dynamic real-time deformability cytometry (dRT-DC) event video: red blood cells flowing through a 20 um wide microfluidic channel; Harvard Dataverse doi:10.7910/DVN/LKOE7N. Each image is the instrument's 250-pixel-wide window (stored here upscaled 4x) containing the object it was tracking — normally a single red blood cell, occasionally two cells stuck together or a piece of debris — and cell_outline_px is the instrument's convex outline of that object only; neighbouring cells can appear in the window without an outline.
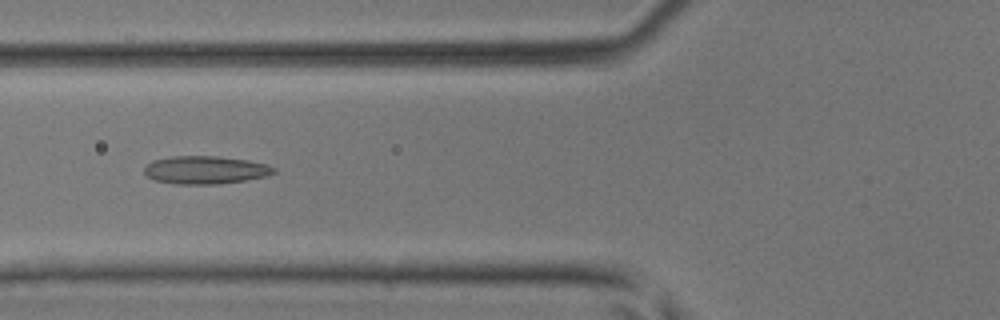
{"species": "common noctule bat (a hibernating species)", "species_latin": "Nyctalus noctula", "temperature_condition": "room temperature", "stored_images_in_passage": 33, "camera_frame_rate_fps": 3000, "um_per_image_px": 0.085, "animal": {"sex": "male", "body_mass_g": 17.9, "forearm_length_mm": 54.2}, "frame": {"image": 1, "passage_image": 5, "time_ms": 1.333, "image_size_px": [1000, 320], "cell_outline_px": [[276, 172], [268, 176], [220, 184], [176, 184], [156, 180], [148, 176], [144, 172], [144, 168], [152, 160], [172, 156], [216, 156], [248, 160], [268, 164], [276, 168]], "centroid_in_image_um": [17.49, 14.44], "position_along_channel_um": 108.3, "area_um2": 21.15}}
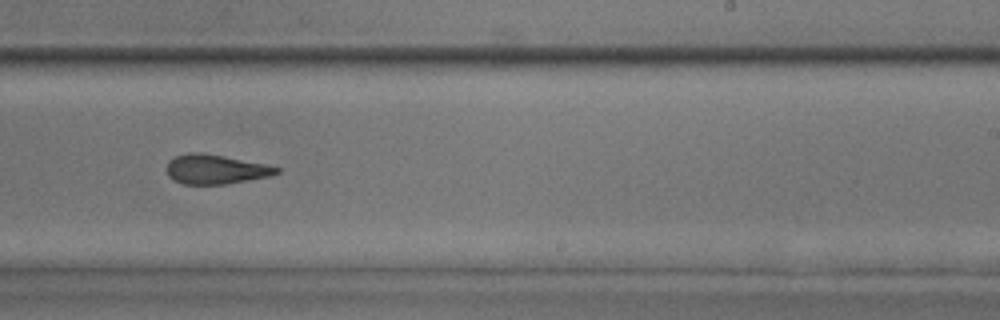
{"frame": {"image": 2, "passage_image": 16, "time_ms": 5.0, "image_size_px": [1000, 320], "cell_outline_px": [[280, 172], [272, 176], [224, 184], [184, 184], [172, 180], [168, 176], [168, 160], [176, 156], [188, 152], [200, 152], [224, 156], [264, 164], [280, 168]], "centroid_in_image_um": [18.31, 14.39], "position_along_channel_um": 270.7, "area_um2": 18.79}}
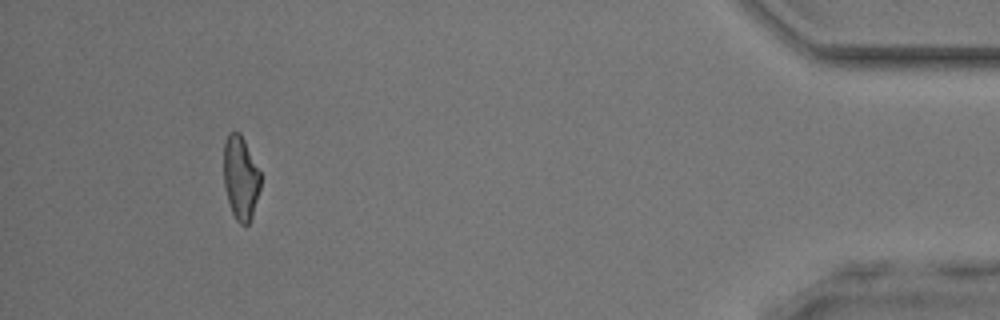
{"frame": {"image": 3, "passage_image": 30, "time_ms": 9.667, "image_size_px": [1000, 320], "cell_outline_px": [[260, 188], [252, 216], [248, 224], [240, 224], [236, 220], [232, 212], [224, 188], [224, 140], [228, 132], [240, 132], [260, 172]], "centroid_in_image_um": [20.44, 15.1], "position_along_channel_um": 414.8, "area_um2": 17.86}}